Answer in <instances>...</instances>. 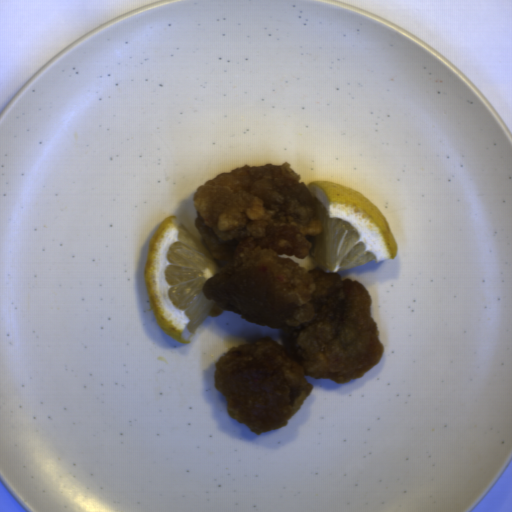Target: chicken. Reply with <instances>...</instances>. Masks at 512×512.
<instances>
[{
  "mask_svg": "<svg viewBox=\"0 0 512 512\" xmlns=\"http://www.w3.org/2000/svg\"><path fill=\"white\" fill-rule=\"evenodd\" d=\"M300 178L287 161L244 164L196 187L192 198L202 241L228 259L203 285L211 316L233 311L282 333V345L265 338L231 345L214 366L227 414L254 434L289 422L314 388L307 376L351 382L384 350L365 285L279 255L306 257L313 246L306 235L323 231Z\"/></svg>",
  "mask_w": 512,
  "mask_h": 512,
  "instance_id": "chicken-1",
  "label": "chicken"
}]
</instances>
